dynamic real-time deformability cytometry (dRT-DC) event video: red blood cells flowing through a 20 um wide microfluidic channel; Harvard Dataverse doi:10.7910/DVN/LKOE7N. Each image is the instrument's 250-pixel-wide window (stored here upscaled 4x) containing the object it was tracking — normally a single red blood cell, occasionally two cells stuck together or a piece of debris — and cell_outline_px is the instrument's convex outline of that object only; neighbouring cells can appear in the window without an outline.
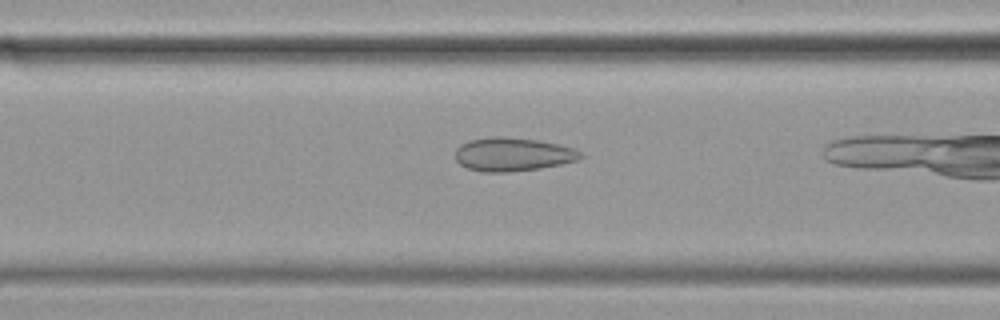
{"species": "common noctule bat (a hibernating species)", "species_latin": "Nyctalus noctula", "temperature_condition": "cold", "stored_images_in_passage": 8, "camera_frame_rate_fps": 3000, "um_per_image_px": 0.085, "animal": {"sex": "female", "body_mass_g": 19.9}, "frame": {"image": 1, "passage_image": 6, "time_ms": 1.667, "image_size_px": [1000, 320], "cell_outline_px": [[584, 156], [576, 160], [560, 164], [540, 168], [508, 172], [484, 172], [468, 168], [460, 164], [456, 160], [456, 148], [460, 144], [468, 140], [492, 136], [500, 136], [536, 140], [576, 148], [584, 152]], "centroid_in_image_um": [43.59, 13.11], "position_along_channel_um": 123.0, "area_um2": 24.51}}